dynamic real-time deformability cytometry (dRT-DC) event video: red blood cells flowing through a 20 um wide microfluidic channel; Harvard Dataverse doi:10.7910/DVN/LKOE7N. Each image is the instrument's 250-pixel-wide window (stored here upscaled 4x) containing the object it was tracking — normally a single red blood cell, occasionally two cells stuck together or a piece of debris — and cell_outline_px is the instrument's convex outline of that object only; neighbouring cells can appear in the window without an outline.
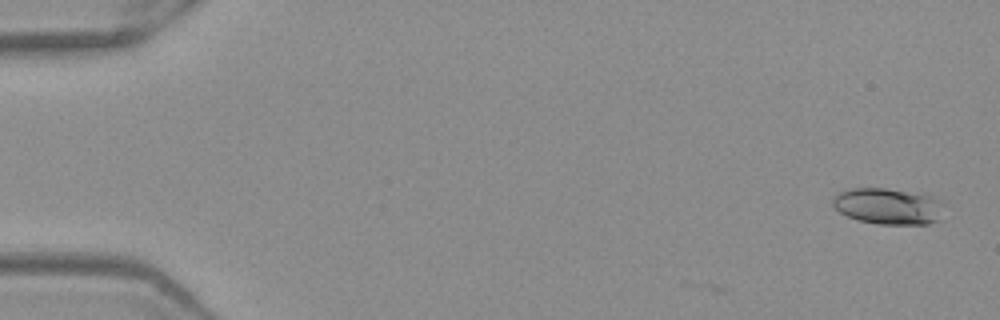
{"species": "Egyptian fruit bat (a non-hibernating species)", "species_latin": "Rousettus aegyptiacus", "temperature_condition": "warm", "stored_images_in_passage": 3, "camera_frame_rate_fps": 3000, "um_per_image_px": 0.085, "frame": {"image": 1, "passage_image": 3, "time_ms": 0.667, "image_size_px": [1000, 320], "cell_outline_px": [[944, 220], [928, 224], [876, 224], [856, 220], [840, 212], [832, 204], [832, 196], [836, 192], [848, 188], [884, 188], [924, 192], [944, 200]], "centroid_in_image_um": [75.59, 17.51], "position_along_channel_um": 9.4, "area_um2": 24.68}}